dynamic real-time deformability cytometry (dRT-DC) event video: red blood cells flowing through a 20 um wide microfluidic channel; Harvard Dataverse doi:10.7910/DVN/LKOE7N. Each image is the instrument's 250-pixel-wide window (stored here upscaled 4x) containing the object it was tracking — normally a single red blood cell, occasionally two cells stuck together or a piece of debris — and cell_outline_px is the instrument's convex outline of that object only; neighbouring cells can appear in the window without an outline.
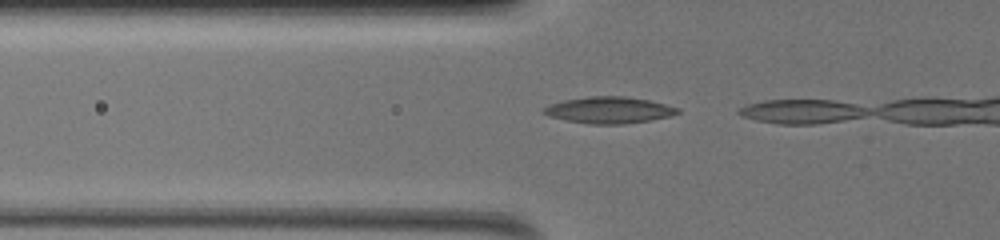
{"species": "common noctule bat (a hibernating species)", "species_latin": "Nyctalus noctula", "temperature_condition": "warm", "stored_images_in_passage": 3, "camera_frame_rate_fps": 3000, "um_per_image_px": 0.085, "animal": {"sex": "female", "body_mass_g": 19.5, "forearm_length_mm": 54.1}, "frame": {"image": 1, "passage_image": 2, "time_ms": 0.333, "image_size_px": [1000, 240], "cell_outline_px": [[680, 112], [668, 116], [652, 120], [624, 124], [588, 124], [548, 116], [544, 112], [544, 108], [552, 104], [564, 100], [588, 96], [624, 96], [648, 100], [680, 108]], "centroid_in_image_um": [51.8, 9.36], "position_along_channel_um": 74.0, "area_um2": 20.46}}